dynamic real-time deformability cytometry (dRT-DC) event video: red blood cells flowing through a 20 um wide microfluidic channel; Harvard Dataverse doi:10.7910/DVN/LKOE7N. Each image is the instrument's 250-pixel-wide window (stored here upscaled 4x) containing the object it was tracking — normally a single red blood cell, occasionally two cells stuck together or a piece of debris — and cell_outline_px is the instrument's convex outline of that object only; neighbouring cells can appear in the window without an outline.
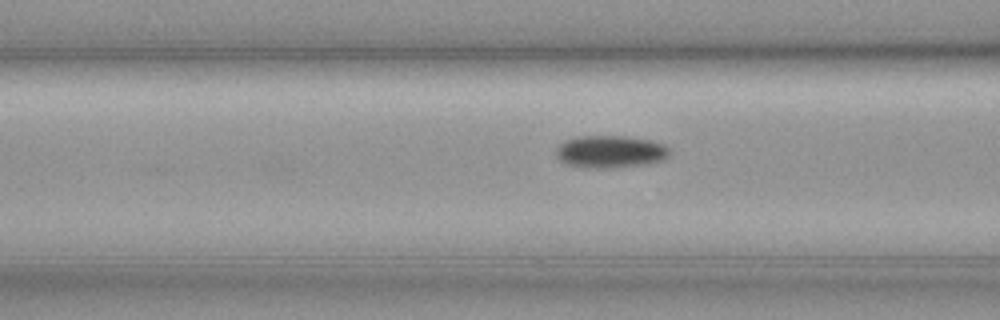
{"species": "common noctule bat (a hibernating species)", "species_latin": "Nyctalus noctula", "temperature_condition": "cold", "stored_images_in_passage": 14, "camera_frame_rate_fps": 3000, "um_per_image_px": 0.085, "animal": {"sex": "female", "body_mass_g": 19.3, "forearm_length_mm": 54.1}, "frame": {"image": 1, "passage_image": 12, "time_ms": 3.667, "image_size_px": [1000, 320], "cell_outline_px": [[668, 156], [664, 160], [644, 164], [600, 168], [596, 168], [568, 164], [560, 160], [556, 156], [556, 148], [564, 140], [576, 136], [624, 136], [652, 140], [664, 144], [668, 148]], "centroid_in_image_um": [51.87, 12.87], "position_along_channel_um": 114.7, "area_um2": 21.21}}